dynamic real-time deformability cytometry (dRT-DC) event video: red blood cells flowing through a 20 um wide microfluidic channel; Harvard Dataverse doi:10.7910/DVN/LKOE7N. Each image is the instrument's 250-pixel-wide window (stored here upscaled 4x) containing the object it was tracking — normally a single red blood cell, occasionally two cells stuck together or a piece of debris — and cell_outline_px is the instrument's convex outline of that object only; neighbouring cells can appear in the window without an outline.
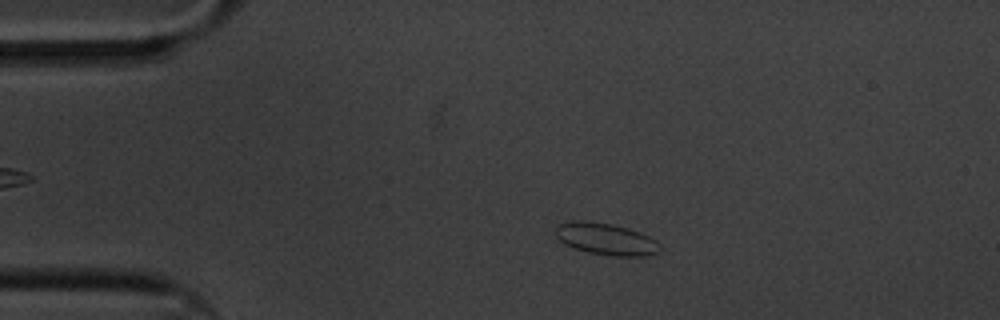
{"species": "common noctule bat (a hibernating species)", "species_latin": "Nyctalus noctula", "temperature_condition": "cold", "stored_images_in_passage": 50, "camera_frame_rate_fps": 3000, "um_per_image_px": 0.085, "animal": {"sex": "male", "body_mass_g": 20.1, "forearm_length_mm": 53.5}, "frame": {"image": 1, "passage_image": 2, "time_ms": 0.333, "image_size_px": [1000, 320], "cell_outline_px": [[660, 252], [644, 256], [612, 256], [588, 252], [572, 248], [564, 244], [556, 236], [556, 224], [572, 220], [580, 220], [612, 224], [628, 228], [648, 236], [656, 240], [660, 244]], "centroid_in_image_um": [51.48, 20.32], "position_along_channel_um": 33.5, "area_um2": 19.48}}
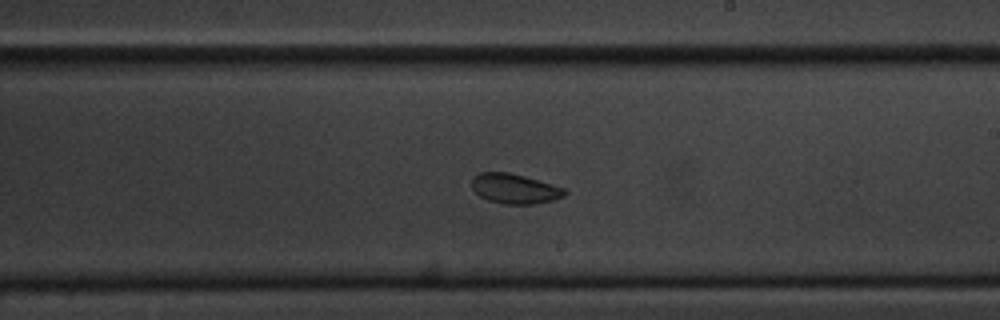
{"frame": {"image": 2, "passage_image": 25, "time_ms": 8.0, "image_size_px": [1000, 320], "cell_outline_px": [[568, 192], [564, 196], [552, 200], [536, 204], [504, 204], [488, 200], [480, 196], [472, 188], [472, 176], [480, 172], [508, 172], [524, 176], [552, 184], [564, 188]], "centroid_in_image_um": [43.74, 16.04], "position_along_channel_um": 245.3, "area_um2": 16.18}}
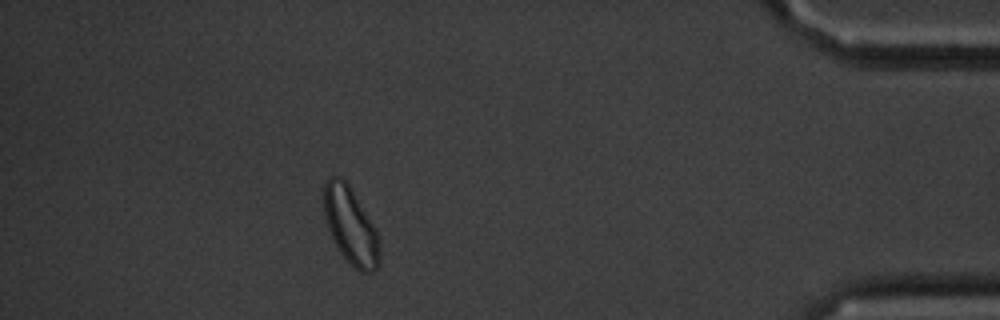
{"frame": {"image": 3, "passage_image": 44, "time_ms": 14.333, "image_size_px": [1000, 320], "cell_outline_px": [[380, 260], [376, 268], [372, 272], [360, 272], [336, 248], [328, 228], [324, 216], [324, 184], [332, 176], [340, 176], [352, 188], [372, 224], [376, 232], [380, 252]], "centroid_in_image_um": [29.78, 19.18], "position_along_channel_um": 405.4, "area_um2": 24.57}, "authors_computed_cell_mechanics": {"area_um2": 17.2533, "velocity_mm_per_s": 3.2868, "shape_relaxation_time_tau1_ms": 4.1737, "shape_relaxation_time_tau2_ms": 6.4647, "deformation_change_tau1": 0.047, "deformation_change_tau2": 0.0656}}